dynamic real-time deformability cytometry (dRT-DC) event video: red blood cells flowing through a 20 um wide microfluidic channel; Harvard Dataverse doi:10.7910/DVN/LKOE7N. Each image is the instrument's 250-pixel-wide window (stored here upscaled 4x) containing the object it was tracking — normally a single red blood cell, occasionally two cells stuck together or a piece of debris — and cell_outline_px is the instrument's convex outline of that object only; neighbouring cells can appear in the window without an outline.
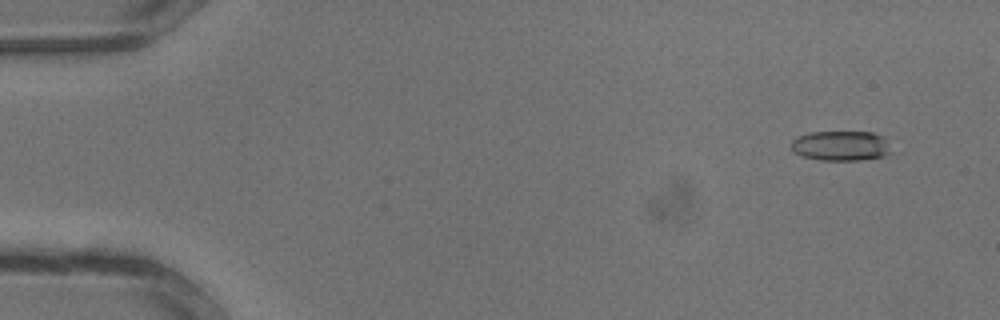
{"species": "common noctule bat (a hibernating species)", "species_latin": "Nyctalus noctula", "temperature_condition": "warm", "stored_images_in_passage": 34, "camera_frame_rate_fps": 3000, "um_per_image_px": 0.085, "animal": {"sex": "male", "body_mass_g": 13.3}, "frame": {"image": 1, "passage_image": 3, "time_ms": 0.667, "image_size_px": [1000, 320], "cell_outline_px": [[892, 152], [888, 156], [860, 160], [820, 160], [804, 156], [796, 152], [792, 148], [792, 140], [796, 136], [808, 132], [872, 132], [884, 136]], "centroid_in_image_um": [71.52, 12.39], "position_along_channel_um": 13.5, "area_um2": 17.57}}
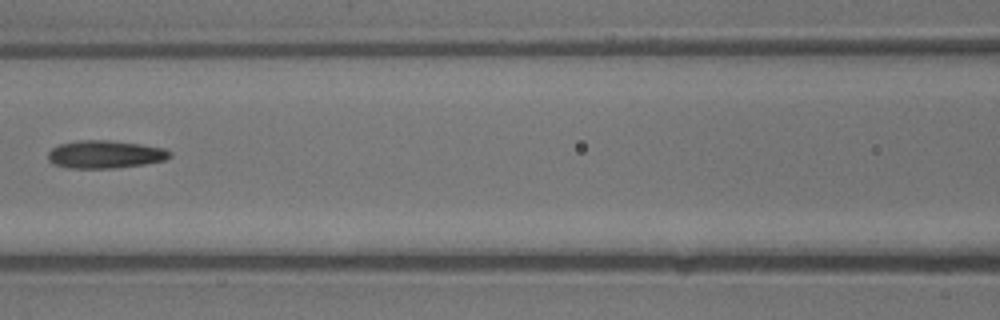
{"frame": {"image": 2, "passage_image": 16, "time_ms": 5.0, "image_size_px": [1000, 320], "cell_outline_px": [[172, 156], [164, 160], [144, 164], [116, 168], [68, 168], [52, 164], [48, 160], [48, 152], [52, 148], [60, 144], [80, 140], [108, 140], [140, 144], [164, 148], [172, 152]], "centroid_in_image_um": [8.93, 13.12], "position_along_channel_um": 157.7, "area_um2": 19.83}}
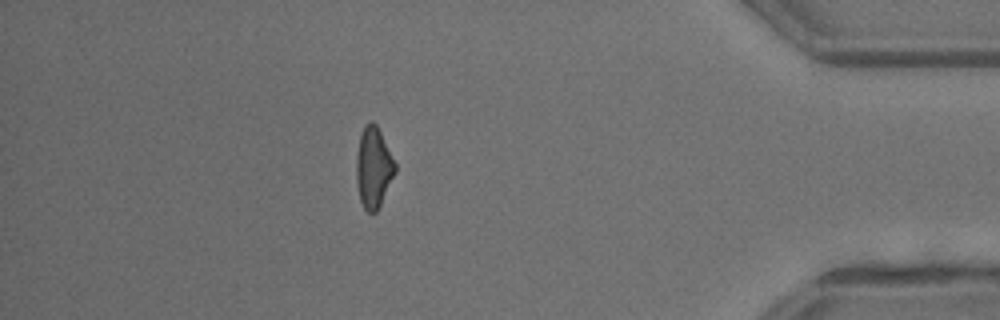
{"frame": {"image": 3, "passage_image": 30, "time_ms": 9.667, "image_size_px": [1000, 320], "cell_outline_px": [[396, 172], [376, 212], [368, 212], [364, 208], [360, 200], [356, 184], [356, 156], [360, 136], [364, 124], [372, 120], [376, 124], [396, 164]], "centroid_in_image_um": [31.73, 14.23], "position_along_channel_um": 403.5, "area_um2": 18.15}}